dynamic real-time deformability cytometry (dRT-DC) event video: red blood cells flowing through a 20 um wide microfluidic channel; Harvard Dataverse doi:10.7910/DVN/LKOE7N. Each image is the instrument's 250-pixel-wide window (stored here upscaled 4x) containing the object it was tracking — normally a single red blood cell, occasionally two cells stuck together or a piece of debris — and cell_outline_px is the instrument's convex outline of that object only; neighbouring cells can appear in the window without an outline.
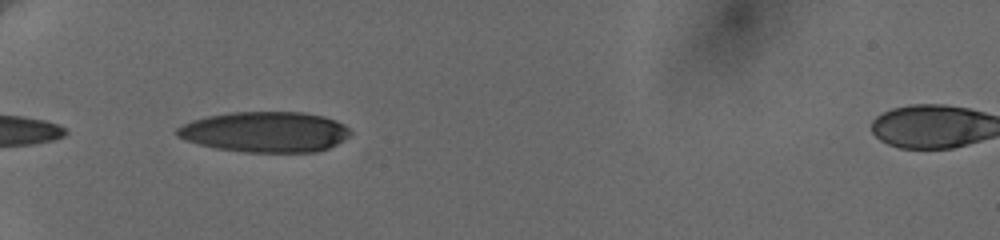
{"species": "human", "species_latin": "Homo sapiens", "temperature_condition": "cold", "stored_images_in_passage": 3, "camera_frame_rate_fps": 3000, "um_per_image_px": 0.085, "donor": {"sex": "female"}, "frame": {"image": 1, "passage_image": 2, "time_ms": 1.0, "image_size_px": [1000, 240], "cell_outline_px": [[352, 132], [344, 140], [328, 148], [316, 152], [244, 152], [216, 148], [184, 140], [176, 136], [176, 128], [192, 120], [208, 116], [232, 112], [304, 112], [324, 116], [336, 120], [344, 124]], "centroid_in_image_um": [22.55, 11.21], "position_along_channel_um": 62.5, "area_um2": 41.04}}